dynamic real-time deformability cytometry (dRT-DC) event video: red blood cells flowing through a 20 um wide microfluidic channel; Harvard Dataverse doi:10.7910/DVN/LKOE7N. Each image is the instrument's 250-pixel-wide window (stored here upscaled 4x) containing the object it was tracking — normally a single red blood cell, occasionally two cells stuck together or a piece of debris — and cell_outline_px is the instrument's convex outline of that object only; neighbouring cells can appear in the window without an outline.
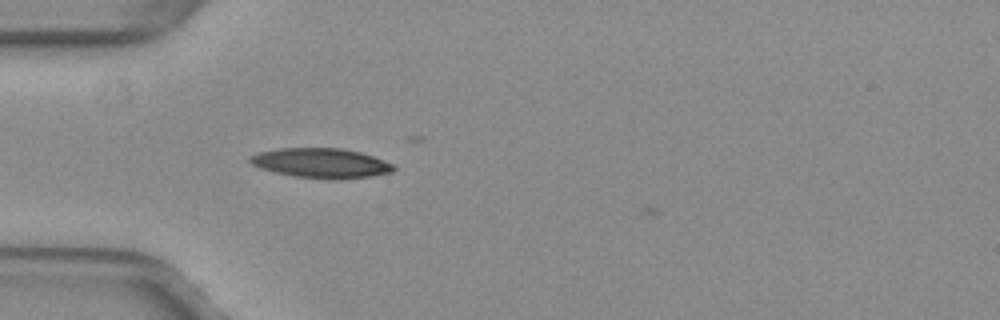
{"species": "common noctule bat (a hibernating species)", "species_latin": "Nyctalus noctula", "temperature_condition": "warm", "stored_images_in_passage": 24, "camera_frame_rate_fps": 3000, "um_per_image_px": 0.085, "animal": {"sex": "female", "body_mass_g": 29.2, "forearm_length_mm": 56.3}, "frame": {"image": 1, "passage_image": 1, "time_ms": 0.0, "image_size_px": [1000, 320], "cell_outline_px": [[396, 168], [392, 172], [372, 176], [296, 176], [276, 172], [260, 168], [252, 164], [248, 160], [248, 156], [260, 152], [280, 148], [340, 148], [360, 152], [396, 164]], "centroid_in_image_um": [27.28, 13.81], "position_along_channel_um": 57.7, "area_um2": 23.81}}
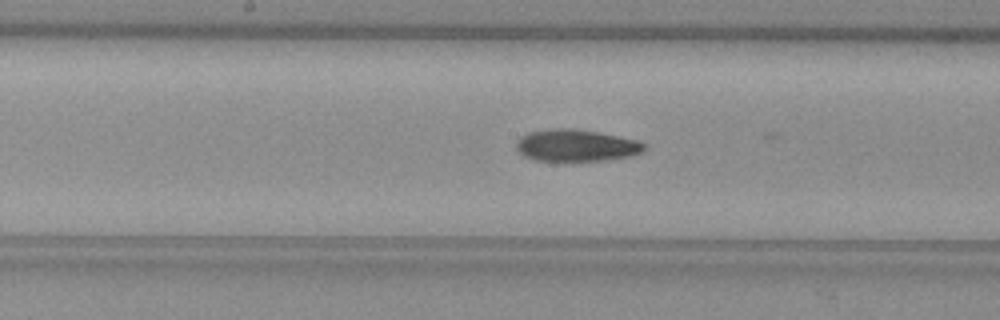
{"frame": {"image": 2, "passage_image": 12, "time_ms": 3.667, "image_size_px": [1000, 320], "cell_outline_px": [[648, 148], [644, 152], [632, 156], [604, 160], [568, 164], [532, 160], [524, 156], [516, 148], [516, 140], [520, 136], [528, 132], [556, 128], [576, 128], [636, 140], [644, 144]], "centroid_in_image_um": [48.94, 12.41], "position_along_channel_um": 199.3, "area_um2": 24.8}}
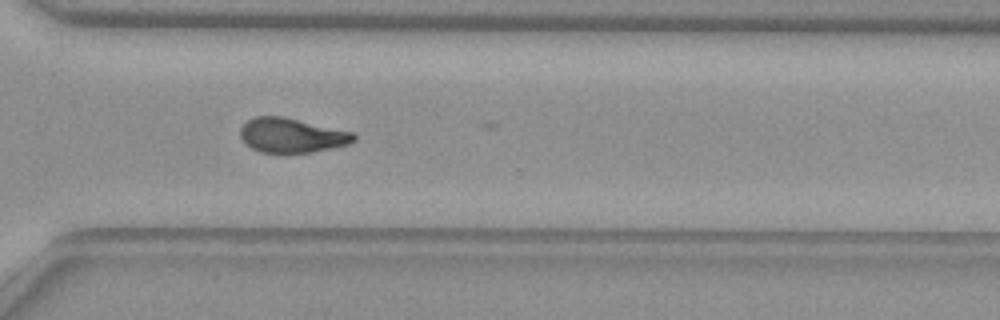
{"frame": {"image": 3, "passage_image": 23, "time_ms": 7.333, "image_size_px": [1000, 320], "cell_outline_px": [[356, 140], [348, 144], [312, 152], [260, 152], [244, 144], [240, 136], [240, 128], [248, 120], [256, 116], [284, 116], [352, 132], [356, 136]], "centroid_in_image_um": [24.77, 11.5], "position_along_channel_um": 345.8, "area_um2": 22.72}}